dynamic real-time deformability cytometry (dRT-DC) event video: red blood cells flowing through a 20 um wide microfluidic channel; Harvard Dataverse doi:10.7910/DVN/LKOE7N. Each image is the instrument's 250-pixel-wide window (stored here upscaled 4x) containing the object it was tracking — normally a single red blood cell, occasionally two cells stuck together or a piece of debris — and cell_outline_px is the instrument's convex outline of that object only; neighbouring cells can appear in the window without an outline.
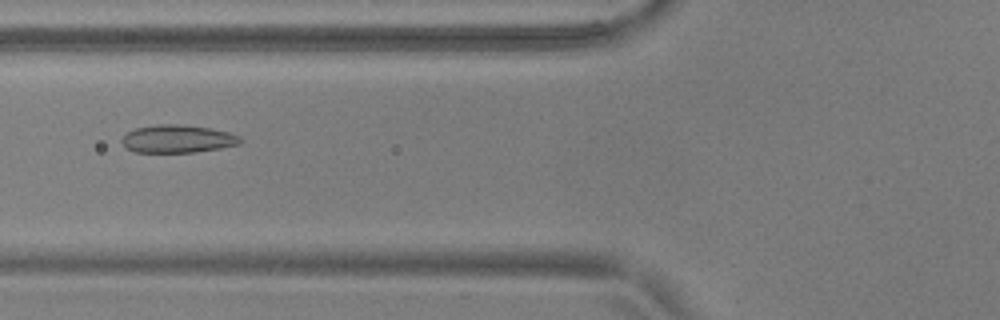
{"species": "common noctule bat (a hibernating species)", "species_latin": "Nyctalus noctula", "temperature_condition": "warm", "stored_images_in_passage": 55, "camera_frame_rate_fps": 3000, "um_per_image_px": 0.085, "animal": {"sex": "male", "body_mass_g": 17.9, "forearm_length_mm": 54.2}, "frame": {"image": 1, "passage_image": 22, "time_ms": 7.0, "image_size_px": [1000, 320], "cell_outline_px": [[244, 140], [240, 144], [220, 148], [192, 152], [136, 152], [128, 148], [120, 140], [128, 132], [136, 128], [160, 124], [176, 124], [212, 128], [228, 132], [240, 136]], "centroid_in_image_um": [15.14, 11.8], "position_along_channel_um": 110.7, "area_um2": 19.07}}
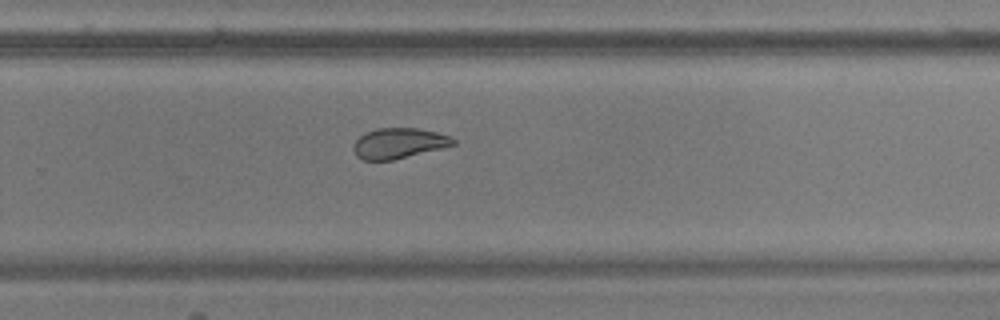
{"frame": {"image": 2, "passage_image": 37, "time_ms": 12.0, "image_size_px": [1000, 320], "cell_outline_px": [[456, 144], [392, 160], [364, 160], [356, 156], [352, 148], [356, 140], [360, 136], [376, 128], [416, 128], [436, 132], [448, 136], [456, 140]], "centroid_in_image_um": [33.86, 12.17], "position_along_channel_um": 295.9, "area_um2": 17.4}}
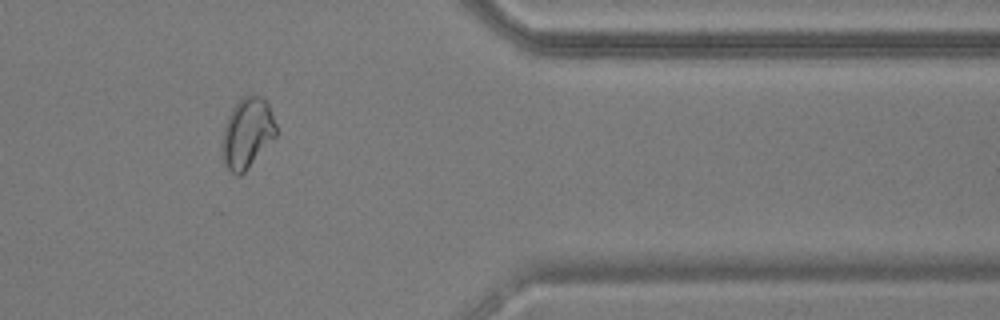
{"frame": {"image": 3, "passage_image": 46, "time_ms": 15.0, "image_size_px": [1000, 320], "cell_outline_px": [[276, 136], [248, 168], [240, 176], [236, 176], [224, 164], [220, 148], [220, 144], [224, 124], [232, 108], [240, 96], [252, 92], [260, 96], [268, 104], [276, 124]], "centroid_in_image_um": [20.97, 11.28], "position_along_channel_um": 390.4, "area_um2": 22.6}, "authors_computed_cell_mechanics": {"area_um2": 20.7502, "velocity_mm_per_s": 3.702, "shape_relaxation_time_tau1_ms": null, "shape_relaxation_time_tau2_ms": 1.0297, "deformation_change_tau1": null, "deformation_change_tau2": 0.0395}}